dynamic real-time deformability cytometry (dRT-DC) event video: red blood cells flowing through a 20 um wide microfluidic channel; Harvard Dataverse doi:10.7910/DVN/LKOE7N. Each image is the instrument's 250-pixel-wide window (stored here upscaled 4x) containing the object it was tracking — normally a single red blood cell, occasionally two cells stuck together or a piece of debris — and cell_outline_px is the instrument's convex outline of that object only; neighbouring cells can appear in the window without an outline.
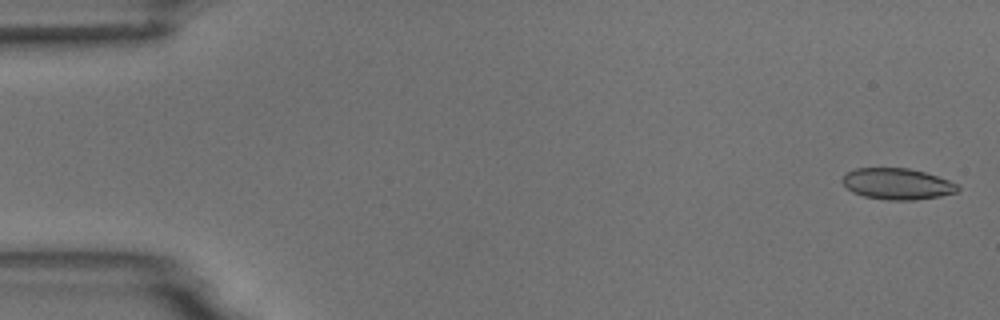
{"species": "common noctule bat (a hibernating species)", "species_latin": "Nyctalus noctula", "temperature_condition": "room temperature", "stored_images_in_passage": 4, "camera_frame_rate_fps": 3000, "um_per_image_px": 0.085, "animal": {"sex": "male", "body_mass_g": 18.8}, "frame": {"image": 1, "passage_image": 1, "time_ms": 0.0, "image_size_px": [1000, 320], "cell_outline_px": [[960, 188], [956, 192], [940, 196], [916, 200], [888, 200], [864, 196], [852, 192], [840, 180], [848, 172], [856, 168], [908, 168], [924, 172], [948, 180], [956, 184]], "centroid_in_image_um": [76.25, 15.63], "position_along_channel_um": 8.7, "area_um2": 20.81}}
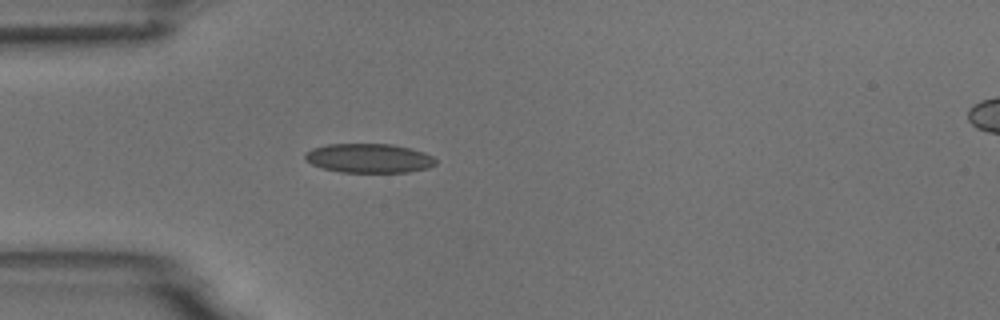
{"frame": {"image": 2, "passage_image": 4, "time_ms": 4.667, "image_size_px": [1000, 320], "cell_outline_px": [[436, 164], [428, 168], [408, 172], [340, 172], [324, 168], [312, 164], [304, 160], [304, 156], [312, 148], [328, 144], [392, 144], [424, 152], [432, 156], [436, 160]], "centroid_in_image_um": [31.36, 13.45], "position_along_channel_um": 53.6, "area_um2": 22.14}}